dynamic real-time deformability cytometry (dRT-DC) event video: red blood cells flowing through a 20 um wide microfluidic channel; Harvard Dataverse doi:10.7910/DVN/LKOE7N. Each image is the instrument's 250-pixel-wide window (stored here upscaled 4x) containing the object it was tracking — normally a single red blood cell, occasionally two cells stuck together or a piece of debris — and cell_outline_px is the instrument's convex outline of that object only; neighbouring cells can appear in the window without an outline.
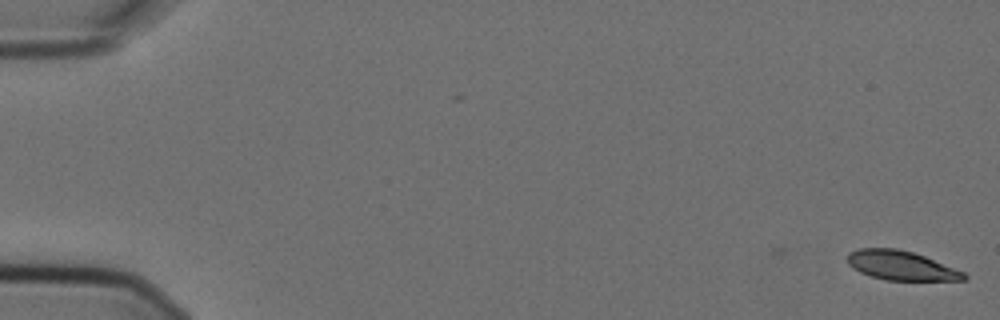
{"species": "Egyptian fruit bat (a non-hibernating species)", "species_latin": "Rousettus aegyptiacus", "temperature_condition": "cold", "stored_images_in_passage": 2, "camera_frame_rate_fps": 3000, "um_per_image_px": 0.085, "animal": {"sex": "female"}, "frame": {"image": 1, "passage_image": 2, "time_ms": 0.333, "image_size_px": [1000, 320], "cell_outline_px": [[968, 276], [964, 280], [884, 280], [860, 272], [852, 268], [848, 264], [848, 252], [860, 248], [896, 248], [912, 252], [924, 256], [964, 272]], "centroid_in_image_um": [76.56, 22.56], "position_along_channel_um": 8.4, "area_um2": 19.71}}